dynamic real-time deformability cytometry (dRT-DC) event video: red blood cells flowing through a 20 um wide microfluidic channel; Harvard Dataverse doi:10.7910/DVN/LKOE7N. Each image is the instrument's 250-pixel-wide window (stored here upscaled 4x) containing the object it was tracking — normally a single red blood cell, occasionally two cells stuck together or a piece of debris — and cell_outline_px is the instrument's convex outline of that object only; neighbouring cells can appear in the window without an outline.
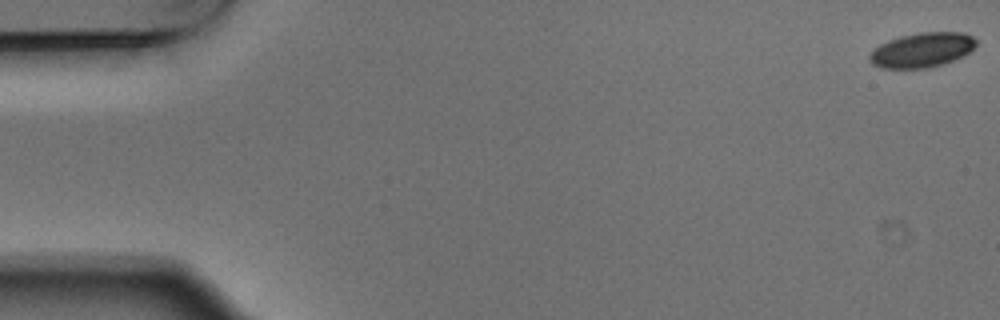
{"species": "Egyptian fruit bat (a non-hibernating species)", "species_latin": "Rousettus aegyptiacus", "temperature_condition": "warm", "stored_images_in_passage": 7, "segment_of_instrument_passage": [2, 2], "camera_frame_rate_fps": 3000, "um_per_image_px": 0.085, "animal": {"sex": "male"}, "frame": {"image": 1, "passage_image": 7, "time_ms": 2.0, "image_size_px": [1000, 320], "cell_outline_px": [[976, 44], [968, 52], [944, 64], [928, 68], [880, 68], [872, 64], [868, 60], [868, 56], [880, 44], [888, 40], [900, 36], [920, 32], [964, 32], [972, 36], [976, 40]], "centroid_in_image_um": [78.34, 4.25], "position_along_channel_um": 6.7, "area_um2": 21.44}}